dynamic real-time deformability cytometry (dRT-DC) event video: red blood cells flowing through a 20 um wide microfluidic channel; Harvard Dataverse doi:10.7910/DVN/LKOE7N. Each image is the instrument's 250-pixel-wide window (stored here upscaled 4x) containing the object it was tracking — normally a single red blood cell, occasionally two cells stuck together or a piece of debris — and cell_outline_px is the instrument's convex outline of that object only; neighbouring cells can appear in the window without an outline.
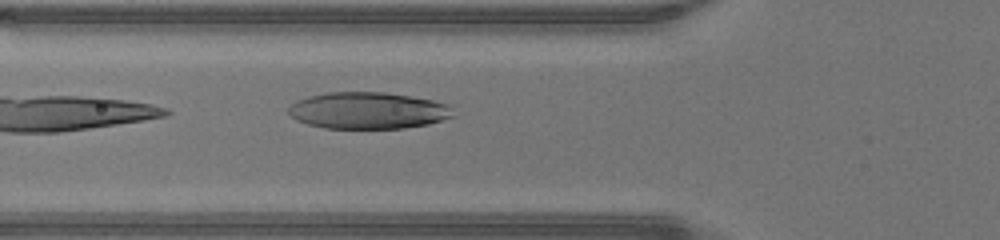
{"species": "human", "species_latin": "Homo sapiens", "temperature_condition": "warm", "stored_images_in_passage": 34, "camera_frame_rate_fps": 3000, "um_per_image_px": 0.085, "donor": {"sex": "male"}, "frame": {"image": 1, "passage_image": 4, "time_ms": 1.0, "image_size_px": [1000, 240], "cell_outline_px": [[456, 116], [428, 124], [404, 128], [324, 128], [308, 124], [296, 120], [288, 112], [288, 108], [292, 104], [308, 96], [328, 92], [384, 92], [432, 100], [448, 104], [452, 108]], "centroid_in_image_um": [31.31, 9.4], "position_along_channel_um": 94.5, "area_um2": 35.14}}
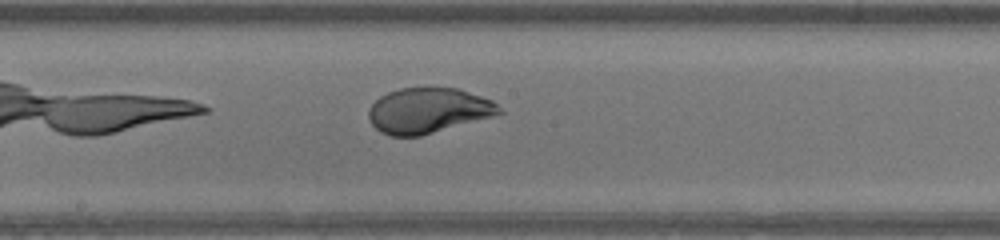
{"frame": {"image": 2, "passage_image": 12, "time_ms": 3.667, "image_size_px": [1000, 240], "cell_outline_px": [[504, 112], [420, 136], [392, 136], [380, 132], [368, 120], [368, 108], [380, 96], [388, 92], [400, 88], [460, 88], [492, 100]], "centroid_in_image_um": [36.35, 9.38], "position_along_channel_um": 211.9, "area_um2": 34.16}}
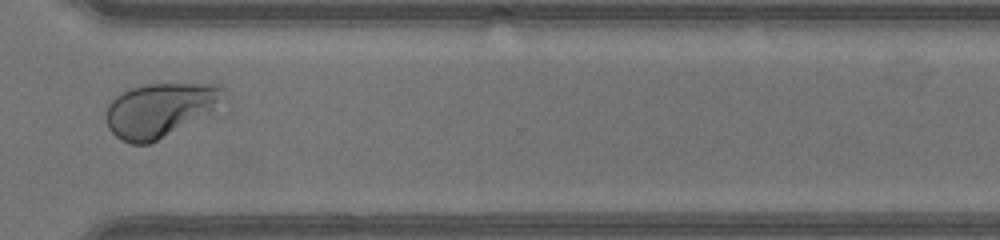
{"frame": {"image": 3, "passage_image": 22, "time_ms": 7.0, "image_size_px": [1000, 240], "cell_outline_px": [[224, 88], [212, 108], [208, 112], [156, 140], [148, 144], [132, 144], [120, 140], [108, 128], [108, 104], [116, 96], [128, 88], [148, 84], [220, 84]], "centroid_in_image_um": [13.48, 9.33], "position_along_channel_um": 357.1, "area_um2": 35.43}}